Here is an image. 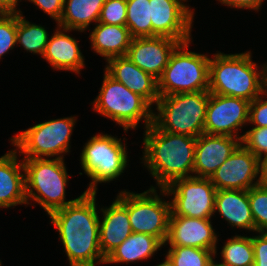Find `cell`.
Wrapping results in <instances>:
<instances>
[{"mask_svg": "<svg viewBox=\"0 0 267 266\" xmlns=\"http://www.w3.org/2000/svg\"><path fill=\"white\" fill-rule=\"evenodd\" d=\"M248 198L255 232H260L267 227V187L253 186L248 190Z\"/></svg>", "mask_w": 267, "mask_h": 266, "instance_id": "cell-30", "label": "cell"}, {"mask_svg": "<svg viewBox=\"0 0 267 266\" xmlns=\"http://www.w3.org/2000/svg\"><path fill=\"white\" fill-rule=\"evenodd\" d=\"M103 217L99 221V244L106 258L133 232L127 211V191H121L107 208H101Z\"/></svg>", "mask_w": 267, "mask_h": 266, "instance_id": "cell-18", "label": "cell"}, {"mask_svg": "<svg viewBox=\"0 0 267 266\" xmlns=\"http://www.w3.org/2000/svg\"><path fill=\"white\" fill-rule=\"evenodd\" d=\"M19 0H0V13H21L16 10Z\"/></svg>", "mask_w": 267, "mask_h": 266, "instance_id": "cell-39", "label": "cell"}, {"mask_svg": "<svg viewBox=\"0 0 267 266\" xmlns=\"http://www.w3.org/2000/svg\"><path fill=\"white\" fill-rule=\"evenodd\" d=\"M240 145L237 137L202 133L196 140L193 176L210 178Z\"/></svg>", "mask_w": 267, "mask_h": 266, "instance_id": "cell-17", "label": "cell"}, {"mask_svg": "<svg viewBox=\"0 0 267 266\" xmlns=\"http://www.w3.org/2000/svg\"><path fill=\"white\" fill-rule=\"evenodd\" d=\"M99 94L92 102L94 111L115 121L124 131L135 129L141 119L145 129L153 123L151 105L125 85L115 81L106 72Z\"/></svg>", "mask_w": 267, "mask_h": 266, "instance_id": "cell-7", "label": "cell"}, {"mask_svg": "<svg viewBox=\"0 0 267 266\" xmlns=\"http://www.w3.org/2000/svg\"><path fill=\"white\" fill-rule=\"evenodd\" d=\"M191 40L180 43L158 79L160 96L195 93L209 89V62L205 54L188 50Z\"/></svg>", "mask_w": 267, "mask_h": 266, "instance_id": "cell-6", "label": "cell"}, {"mask_svg": "<svg viewBox=\"0 0 267 266\" xmlns=\"http://www.w3.org/2000/svg\"><path fill=\"white\" fill-rule=\"evenodd\" d=\"M183 1L149 0L152 37H169L181 43L192 39L194 11Z\"/></svg>", "mask_w": 267, "mask_h": 266, "instance_id": "cell-13", "label": "cell"}, {"mask_svg": "<svg viewBox=\"0 0 267 266\" xmlns=\"http://www.w3.org/2000/svg\"><path fill=\"white\" fill-rule=\"evenodd\" d=\"M42 9L44 13H47L52 19L57 22L61 20L63 12L64 0H28Z\"/></svg>", "mask_w": 267, "mask_h": 266, "instance_id": "cell-35", "label": "cell"}, {"mask_svg": "<svg viewBox=\"0 0 267 266\" xmlns=\"http://www.w3.org/2000/svg\"><path fill=\"white\" fill-rule=\"evenodd\" d=\"M216 191L210 178L195 176L176 179L160 188L161 195H173L170 216L199 219L211 218L215 213Z\"/></svg>", "mask_w": 267, "mask_h": 266, "instance_id": "cell-10", "label": "cell"}, {"mask_svg": "<svg viewBox=\"0 0 267 266\" xmlns=\"http://www.w3.org/2000/svg\"><path fill=\"white\" fill-rule=\"evenodd\" d=\"M258 233H261L266 239H267V227L264 228L263 230H261L260 232Z\"/></svg>", "mask_w": 267, "mask_h": 266, "instance_id": "cell-41", "label": "cell"}, {"mask_svg": "<svg viewBox=\"0 0 267 266\" xmlns=\"http://www.w3.org/2000/svg\"><path fill=\"white\" fill-rule=\"evenodd\" d=\"M209 62V89L217 95L237 97L249 102L267 89V63L259 70L251 53H216ZM259 70V71H257Z\"/></svg>", "mask_w": 267, "mask_h": 266, "instance_id": "cell-3", "label": "cell"}, {"mask_svg": "<svg viewBox=\"0 0 267 266\" xmlns=\"http://www.w3.org/2000/svg\"><path fill=\"white\" fill-rule=\"evenodd\" d=\"M127 211L133 233L152 235L167 245L171 203L162 201L155 187L143 193L127 191Z\"/></svg>", "mask_w": 267, "mask_h": 266, "instance_id": "cell-11", "label": "cell"}, {"mask_svg": "<svg viewBox=\"0 0 267 266\" xmlns=\"http://www.w3.org/2000/svg\"><path fill=\"white\" fill-rule=\"evenodd\" d=\"M211 266H219V265H218L217 263L214 262Z\"/></svg>", "mask_w": 267, "mask_h": 266, "instance_id": "cell-42", "label": "cell"}, {"mask_svg": "<svg viewBox=\"0 0 267 266\" xmlns=\"http://www.w3.org/2000/svg\"><path fill=\"white\" fill-rule=\"evenodd\" d=\"M106 0H64L63 12L58 27L67 30L85 31L91 22L98 23Z\"/></svg>", "mask_w": 267, "mask_h": 266, "instance_id": "cell-25", "label": "cell"}, {"mask_svg": "<svg viewBox=\"0 0 267 266\" xmlns=\"http://www.w3.org/2000/svg\"><path fill=\"white\" fill-rule=\"evenodd\" d=\"M214 210L220 213L232 228H243L255 231L248 190H217L215 194Z\"/></svg>", "mask_w": 267, "mask_h": 266, "instance_id": "cell-22", "label": "cell"}, {"mask_svg": "<svg viewBox=\"0 0 267 266\" xmlns=\"http://www.w3.org/2000/svg\"><path fill=\"white\" fill-rule=\"evenodd\" d=\"M48 36L44 27L25 20L22 12L17 13L16 43L21 44L27 52L43 56L49 40Z\"/></svg>", "mask_w": 267, "mask_h": 266, "instance_id": "cell-27", "label": "cell"}, {"mask_svg": "<svg viewBox=\"0 0 267 266\" xmlns=\"http://www.w3.org/2000/svg\"><path fill=\"white\" fill-rule=\"evenodd\" d=\"M252 236L254 266H267V239L261 234Z\"/></svg>", "mask_w": 267, "mask_h": 266, "instance_id": "cell-36", "label": "cell"}, {"mask_svg": "<svg viewBox=\"0 0 267 266\" xmlns=\"http://www.w3.org/2000/svg\"><path fill=\"white\" fill-rule=\"evenodd\" d=\"M17 159L16 149L0 157V208L28 204L25 194V174L22 173L25 172L23 159L19 163Z\"/></svg>", "mask_w": 267, "mask_h": 266, "instance_id": "cell-20", "label": "cell"}, {"mask_svg": "<svg viewBox=\"0 0 267 266\" xmlns=\"http://www.w3.org/2000/svg\"><path fill=\"white\" fill-rule=\"evenodd\" d=\"M209 91L160 96L153 124L162 131L198 137L204 133Z\"/></svg>", "mask_w": 267, "mask_h": 266, "instance_id": "cell-5", "label": "cell"}, {"mask_svg": "<svg viewBox=\"0 0 267 266\" xmlns=\"http://www.w3.org/2000/svg\"><path fill=\"white\" fill-rule=\"evenodd\" d=\"M220 3L241 9L259 10L264 0H218Z\"/></svg>", "mask_w": 267, "mask_h": 266, "instance_id": "cell-37", "label": "cell"}, {"mask_svg": "<svg viewBox=\"0 0 267 266\" xmlns=\"http://www.w3.org/2000/svg\"><path fill=\"white\" fill-rule=\"evenodd\" d=\"M258 158L242 144L211 175L217 190H249L257 185ZM254 182V183H253Z\"/></svg>", "mask_w": 267, "mask_h": 266, "instance_id": "cell-14", "label": "cell"}, {"mask_svg": "<svg viewBox=\"0 0 267 266\" xmlns=\"http://www.w3.org/2000/svg\"><path fill=\"white\" fill-rule=\"evenodd\" d=\"M144 136L143 163L158 188H165L176 179L192 176L196 137L165 132L153 123L146 128Z\"/></svg>", "mask_w": 267, "mask_h": 266, "instance_id": "cell-2", "label": "cell"}, {"mask_svg": "<svg viewBox=\"0 0 267 266\" xmlns=\"http://www.w3.org/2000/svg\"><path fill=\"white\" fill-rule=\"evenodd\" d=\"M17 13H0V58L16 43Z\"/></svg>", "mask_w": 267, "mask_h": 266, "instance_id": "cell-31", "label": "cell"}, {"mask_svg": "<svg viewBox=\"0 0 267 266\" xmlns=\"http://www.w3.org/2000/svg\"><path fill=\"white\" fill-rule=\"evenodd\" d=\"M156 266H175L173 261L169 258V256L166 254V259L163 263L158 264Z\"/></svg>", "mask_w": 267, "mask_h": 266, "instance_id": "cell-40", "label": "cell"}, {"mask_svg": "<svg viewBox=\"0 0 267 266\" xmlns=\"http://www.w3.org/2000/svg\"><path fill=\"white\" fill-rule=\"evenodd\" d=\"M126 26L132 38L152 37L149 0H126Z\"/></svg>", "mask_w": 267, "mask_h": 266, "instance_id": "cell-28", "label": "cell"}, {"mask_svg": "<svg viewBox=\"0 0 267 266\" xmlns=\"http://www.w3.org/2000/svg\"><path fill=\"white\" fill-rule=\"evenodd\" d=\"M164 244L156 237L145 233H132L122 244L106 257L105 264L130 263L147 259Z\"/></svg>", "mask_w": 267, "mask_h": 266, "instance_id": "cell-24", "label": "cell"}, {"mask_svg": "<svg viewBox=\"0 0 267 266\" xmlns=\"http://www.w3.org/2000/svg\"><path fill=\"white\" fill-rule=\"evenodd\" d=\"M241 144L257 158L267 156V127H254L243 134Z\"/></svg>", "mask_w": 267, "mask_h": 266, "instance_id": "cell-33", "label": "cell"}, {"mask_svg": "<svg viewBox=\"0 0 267 266\" xmlns=\"http://www.w3.org/2000/svg\"><path fill=\"white\" fill-rule=\"evenodd\" d=\"M75 117L51 119L28 128L11 138V144L18 153L25 155L23 159L50 158L63 159L70 149V139Z\"/></svg>", "mask_w": 267, "mask_h": 266, "instance_id": "cell-9", "label": "cell"}, {"mask_svg": "<svg viewBox=\"0 0 267 266\" xmlns=\"http://www.w3.org/2000/svg\"><path fill=\"white\" fill-rule=\"evenodd\" d=\"M222 248L219 266H254L252 237L235 235Z\"/></svg>", "mask_w": 267, "mask_h": 266, "instance_id": "cell-26", "label": "cell"}, {"mask_svg": "<svg viewBox=\"0 0 267 266\" xmlns=\"http://www.w3.org/2000/svg\"><path fill=\"white\" fill-rule=\"evenodd\" d=\"M105 72L122 83L133 93L143 97L151 106L158 101V79L144 72L127 56L113 57L106 61Z\"/></svg>", "mask_w": 267, "mask_h": 266, "instance_id": "cell-19", "label": "cell"}, {"mask_svg": "<svg viewBox=\"0 0 267 266\" xmlns=\"http://www.w3.org/2000/svg\"><path fill=\"white\" fill-rule=\"evenodd\" d=\"M90 35L95 53L109 60L113 57L126 56L132 37L126 25H108L96 23Z\"/></svg>", "mask_w": 267, "mask_h": 266, "instance_id": "cell-23", "label": "cell"}, {"mask_svg": "<svg viewBox=\"0 0 267 266\" xmlns=\"http://www.w3.org/2000/svg\"><path fill=\"white\" fill-rule=\"evenodd\" d=\"M180 43L163 36L132 38L126 56L144 72L159 79Z\"/></svg>", "mask_w": 267, "mask_h": 266, "instance_id": "cell-15", "label": "cell"}, {"mask_svg": "<svg viewBox=\"0 0 267 266\" xmlns=\"http://www.w3.org/2000/svg\"><path fill=\"white\" fill-rule=\"evenodd\" d=\"M249 103L241 98L209 92L204 133L232 136L242 140L243 135L238 136L239 127L248 124Z\"/></svg>", "mask_w": 267, "mask_h": 266, "instance_id": "cell-12", "label": "cell"}, {"mask_svg": "<svg viewBox=\"0 0 267 266\" xmlns=\"http://www.w3.org/2000/svg\"><path fill=\"white\" fill-rule=\"evenodd\" d=\"M167 255L175 266H211L215 253L195 247H170Z\"/></svg>", "mask_w": 267, "mask_h": 266, "instance_id": "cell-29", "label": "cell"}, {"mask_svg": "<svg viewBox=\"0 0 267 266\" xmlns=\"http://www.w3.org/2000/svg\"><path fill=\"white\" fill-rule=\"evenodd\" d=\"M267 95V89L265 90ZM260 95L249 103L248 123L255 127H267V100H262Z\"/></svg>", "mask_w": 267, "mask_h": 266, "instance_id": "cell-34", "label": "cell"}, {"mask_svg": "<svg viewBox=\"0 0 267 266\" xmlns=\"http://www.w3.org/2000/svg\"><path fill=\"white\" fill-rule=\"evenodd\" d=\"M258 176L257 185L267 187V156L258 158Z\"/></svg>", "mask_w": 267, "mask_h": 266, "instance_id": "cell-38", "label": "cell"}, {"mask_svg": "<svg viewBox=\"0 0 267 266\" xmlns=\"http://www.w3.org/2000/svg\"><path fill=\"white\" fill-rule=\"evenodd\" d=\"M127 17L126 0H106L99 16V23L125 25Z\"/></svg>", "mask_w": 267, "mask_h": 266, "instance_id": "cell-32", "label": "cell"}, {"mask_svg": "<svg viewBox=\"0 0 267 266\" xmlns=\"http://www.w3.org/2000/svg\"><path fill=\"white\" fill-rule=\"evenodd\" d=\"M25 194L27 203L32 199L49 215L76 199L65 200L68 173L64 159L33 158L23 159ZM35 190V191H34Z\"/></svg>", "mask_w": 267, "mask_h": 266, "instance_id": "cell-4", "label": "cell"}, {"mask_svg": "<svg viewBox=\"0 0 267 266\" xmlns=\"http://www.w3.org/2000/svg\"><path fill=\"white\" fill-rule=\"evenodd\" d=\"M127 144L112 135L99 134L91 137L81 153V168L92 180L84 192L97 193V184L113 181L127 167Z\"/></svg>", "mask_w": 267, "mask_h": 266, "instance_id": "cell-8", "label": "cell"}, {"mask_svg": "<svg viewBox=\"0 0 267 266\" xmlns=\"http://www.w3.org/2000/svg\"><path fill=\"white\" fill-rule=\"evenodd\" d=\"M217 240L211 218L169 217L166 243L168 242L170 247H195L213 251L216 255Z\"/></svg>", "mask_w": 267, "mask_h": 266, "instance_id": "cell-16", "label": "cell"}, {"mask_svg": "<svg viewBox=\"0 0 267 266\" xmlns=\"http://www.w3.org/2000/svg\"><path fill=\"white\" fill-rule=\"evenodd\" d=\"M97 212L96 193L83 192L73 203L49 214L70 266L105 264L106 258L99 244L100 218Z\"/></svg>", "mask_w": 267, "mask_h": 266, "instance_id": "cell-1", "label": "cell"}, {"mask_svg": "<svg viewBox=\"0 0 267 266\" xmlns=\"http://www.w3.org/2000/svg\"><path fill=\"white\" fill-rule=\"evenodd\" d=\"M64 31L70 32L72 30L57 27L54 35L48 40L42 58L57 70L73 71L80 74V70L85 65L84 56L79 49L77 40Z\"/></svg>", "mask_w": 267, "mask_h": 266, "instance_id": "cell-21", "label": "cell"}]
</instances>
